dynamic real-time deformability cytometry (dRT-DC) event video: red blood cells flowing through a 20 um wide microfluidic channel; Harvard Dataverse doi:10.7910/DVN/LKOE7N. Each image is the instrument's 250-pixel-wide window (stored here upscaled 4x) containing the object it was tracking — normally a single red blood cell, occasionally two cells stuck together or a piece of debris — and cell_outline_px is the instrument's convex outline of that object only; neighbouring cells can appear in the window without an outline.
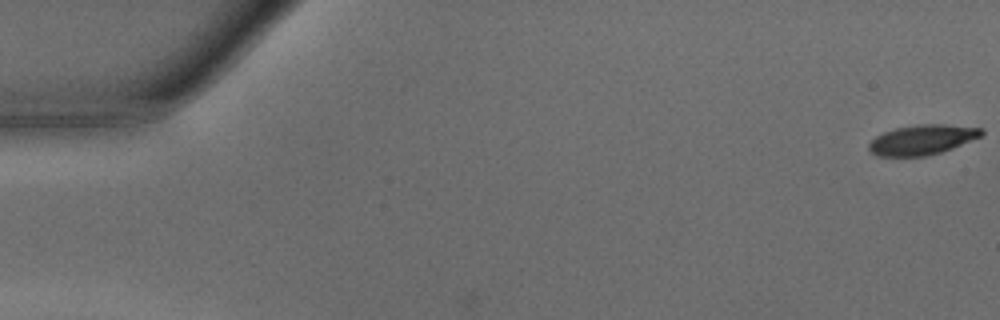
{"species": "common noctule bat (a hibernating species)", "species_latin": "Nyctalus noctula", "temperature_condition": "warm", "stored_images_in_passage": 3, "camera_frame_rate_fps": 3000, "um_per_image_px": 0.085, "animal": {"sex": "male", "body_mass_g": 15.6}, "frame": {"image": 1, "passage_image": 1, "time_ms": 0.0, "image_size_px": [1000, 320], "cell_outline_px": [[984, 132], [980, 136], [952, 148], [928, 156], [876, 156], [868, 148], [868, 144], [876, 136], [884, 132], [896, 128], [920, 124], [944, 124], [984, 128]], "centroid_in_image_um": [78.38, 11.87], "position_along_channel_um": 6.6, "area_um2": 19.48}}